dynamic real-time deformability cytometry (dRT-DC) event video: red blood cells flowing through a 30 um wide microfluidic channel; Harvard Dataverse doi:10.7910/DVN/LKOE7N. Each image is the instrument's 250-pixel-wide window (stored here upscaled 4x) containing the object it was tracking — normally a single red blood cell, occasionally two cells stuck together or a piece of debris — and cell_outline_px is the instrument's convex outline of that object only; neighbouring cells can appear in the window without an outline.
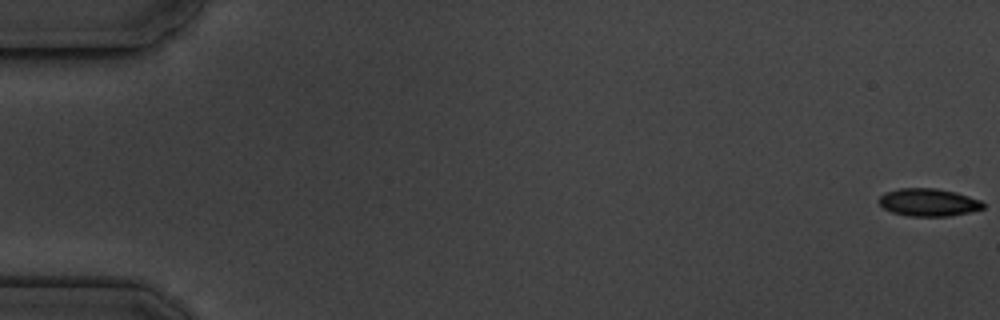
{"species": "common noctule bat (a hibernating species)", "species_latin": "Nyctalus noctula", "temperature_condition": "cold", "stored_images_in_passage": 5, "camera_frame_rate_fps": 3000, "um_per_image_px": 0.085, "animal": {"sex": "male", "body_mass_g": 19.5, "forearm_length_mm": 54.6}, "frame": {"image": 1, "passage_image": 1, "time_ms": 0.0, "image_size_px": [1000, 320], "cell_outline_px": [[984, 208], [968, 212], [948, 216], [908, 216], [892, 212], [884, 208], [880, 204], [880, 196], [884, 192], [900, 188], [936, 188], [956, 192], [980, 200], [984, 204]], "centroid_in_image_um": [78.91, 17.19], "position_along_channel_um": 6.1, "area_um2": 16.7}}